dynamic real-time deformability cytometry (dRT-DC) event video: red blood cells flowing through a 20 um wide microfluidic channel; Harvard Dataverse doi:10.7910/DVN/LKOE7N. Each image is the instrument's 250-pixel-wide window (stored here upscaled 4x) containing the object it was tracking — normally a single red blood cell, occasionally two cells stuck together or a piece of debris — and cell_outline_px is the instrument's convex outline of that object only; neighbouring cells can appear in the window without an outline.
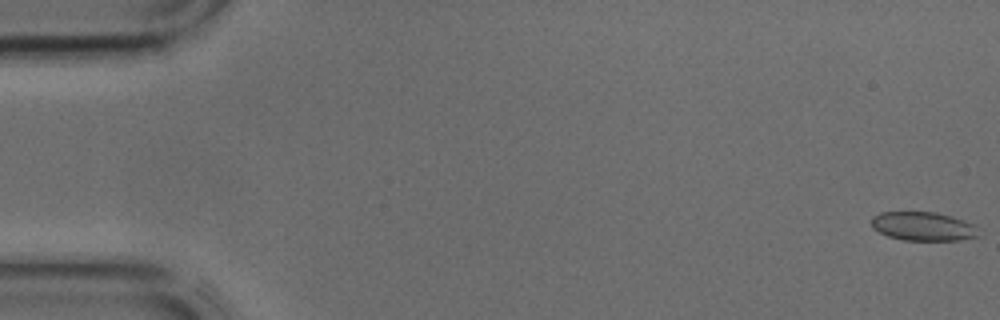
{"species": "common noctule bat (a hibernating species)", "species_latin": "Nyctalus noctula", "temperature_condition": "cold", "stored_images_in_passage": 43, "camera_frame_rate_fps": 3000, "um_per_image_px": 0.085, "animal": {"sex": "male", "body_mass_g": 17.9, "forearm_length_mm": 54.2}, "frame": {"image": 1, "passage_image": 1, "time_ms": 0.0, "image_size_px": [1000, 320], "cell_outline_px": [[980, 236], [960, 240], [904, 240], [888, 236], [872, 228], [872, 216], [880, 212], [936, 212], [964, 220], [976, 224]], "centroid_in_image_um": [78.5, 19.23], "position_along_channel_um": 6.5, "area_um2": 18.09}}
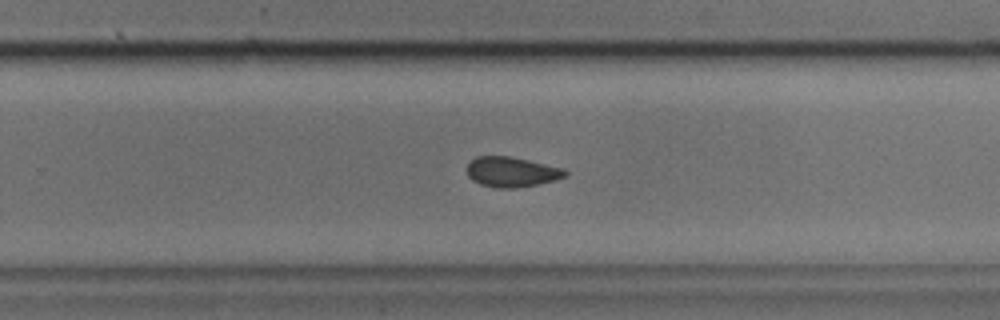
{"frame": {"image": 2, "passage_image": 28, "time_ms": 9.0, "image_size_px": [1000, 320], "cell_outline_px": [[568, 176], [536, 184], [512, 188], [496, 188], [480, 184], [472, 180], [468, 176], [468, 164], [476, 156], [512, 156], [564, 168], [568, 172]], "centroid_in_image_um": [43.49, 14.6], "position_along_channel_um": 286.3, "area_um2": 17.17}}
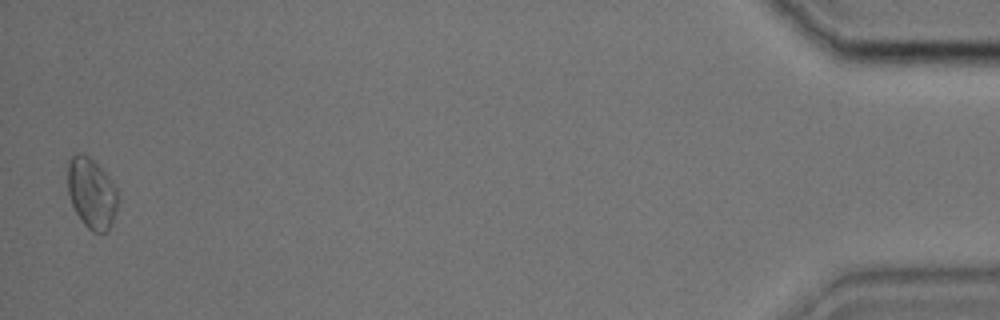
{"frame": {"image": 3, "passage_image": 43, "time_ms": 14.0, "image_size_px": [1000, 320], "cell_outline_px": [[116, 208], [112, 224], [108, 232], [92, 232], [84, 224], [76, 212], [72, 204], [68, 192], [68, 160], [72, 156], [80, 152], [84, 152], [108, 176], [116, 188]], "centroid_in_image_um": [7.77, 16.42], "position_along_channel_um": 427.4, "area_um2": 20.35}}